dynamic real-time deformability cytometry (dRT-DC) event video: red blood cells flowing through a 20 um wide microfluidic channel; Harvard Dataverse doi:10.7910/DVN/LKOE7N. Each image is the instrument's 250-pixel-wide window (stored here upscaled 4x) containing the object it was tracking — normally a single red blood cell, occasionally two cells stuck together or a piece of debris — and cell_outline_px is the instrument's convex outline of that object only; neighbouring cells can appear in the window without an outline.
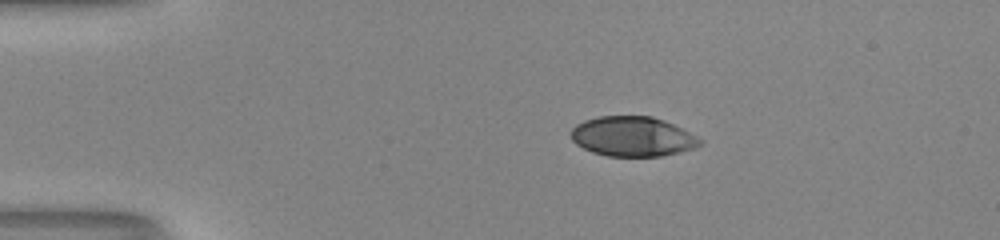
{"species": "human", "species_latin": "Homo sapiens", "temperature_condition": "room temperature", "stored_images_in_passage": 41, "camera_frame_rate_fps": 3000, "um_per_image_px": 0.085, "donor": {"sex": "male"}, "frame": {"image": 1, "passage_image": 1, "time_ms": 0.0, "image_size_px": [1000, 240], "cell_outline_px": [[704, 144], [696, 148], [680, 152], [660, 156], [608, 156], [592, 152], [576, 144], [572, 140], [572, 128], [576, 124], [584, 120], [600, 116], [652, 116], [664, 120], [704, 140]], "centroid_in_image_um": [53.79, 11.6], "position_along_channel_um": 31.2, "area_um2": 29.94}}
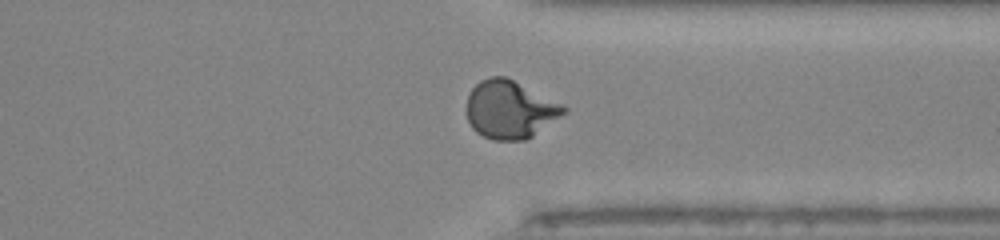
{"frame": {"image": 2, "passage_image": 30, "time_ms": 9.667, "image_size_px": [1000, 240], "cell_outline_px": [[568, 112], [532, 136], [524, 140], [492, 140], [476, 132], [472, 128], [468, 120], [464, 108], [468, 96], [472, 88], [480, 80], [492, 76], [504, 76], [568, 108]], "centroid_in_image_um": [43.29, 9.33], "position_along_channel_um": 368.1, "area_um2": 32.6}}
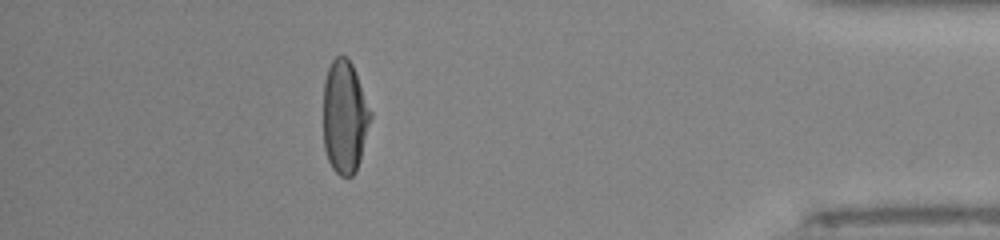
{"frame": {"image": 3, "passage_image": 36, "time_ms": 11.667, "image_size_px": [1000, 240], "cell_outline_px": [[372, 116], [360, 160], [356, 172], [352, 176], [340, 176], [332, 168], [328, 160], [324, 148], [324, 80], [328, 68], [332, 60], [336, 56], [344, 56], [352, 64], [372, 112]], "centroid_in_image_um": [29.3, 9.96], "position_along_channel_um": 405.9, "area_um2": 31.1}, "authors_computed_cell_mechanics": {"area_um2": 31.6744, "velocity_mm_per_s": 4.1644, "shape_relaxation_time_tau1_ms": 5.2191, "shape_relaxation_time_tau2_ms": null, "deformation_change_tau1": 0.2564, "deformation_change_tau2": null}}